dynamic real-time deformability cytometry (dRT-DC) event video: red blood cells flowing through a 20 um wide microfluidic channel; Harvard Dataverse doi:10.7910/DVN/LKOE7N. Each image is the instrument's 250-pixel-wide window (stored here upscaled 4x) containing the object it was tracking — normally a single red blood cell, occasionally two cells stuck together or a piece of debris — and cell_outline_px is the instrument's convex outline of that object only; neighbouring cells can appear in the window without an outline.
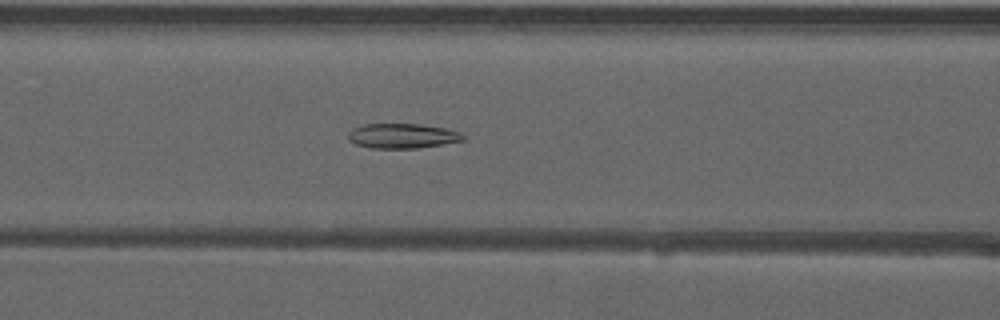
{"species": "common noctule bat (a hibernating species)", "species_latin": "Nyctalus noctula", "temperature_condition": "warm", "stored_images_in_passage": 32, "camera_frame_rate_fps": 3000, "um_per_image_px": 0.085, "animal": {"sex": "male", "forearm_length_mm": 52.5}, "frame": {"image": 1, "passage_image": 22, "time_ms": 7.0, "image_size_px": [1000, 320], "cell_outline_px": [[464, 140], [420, 148], [368, 148], [356, 144], [348, 140], [348, 132], [352, 128], [364, 124], [420, 124], [448, 128], [460, 132], [464, 136]], "centroid_in_image_um": [34.18, 11.55], "position_along_channel_um": 132.4, "area_um2": 16.76}}
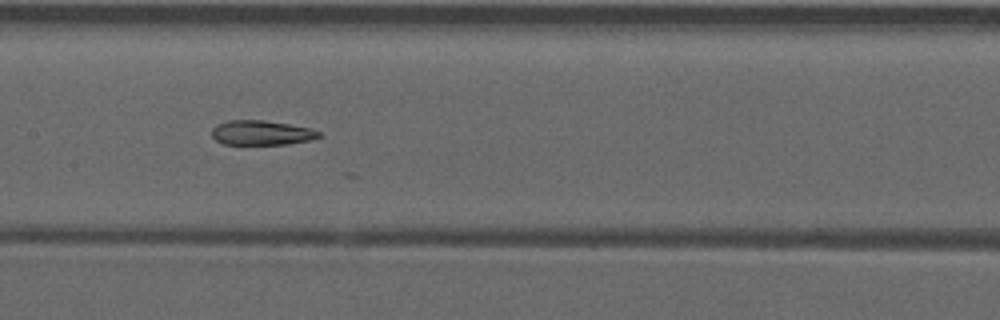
{"frame": {"image": 2, "passage_image": 26, "time_ms": 8.333, "image_size_px": [1000, 320], "cell_outline_px": [[320, 136], [308, 140], [288, 144], [224, 144], [216, 140], [212, 136], [212, 128], [216, 124], [228, 120], [264, 120], [288, 124], [308, 128], [320, 132]], "centroid_in_image_um": [22.17, 11.28], "position_along_channel_um": 185.2, "area_um2": 15.2}}
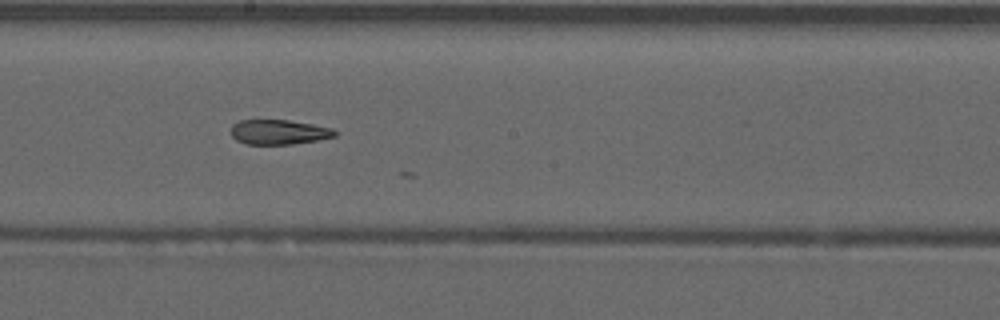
{"frame": {"image": 3, "passage_image": 29, "time_ms": 9.333, "image_size_px": [1000, 320], "cell_outline_px": [[336, 136], [316, 140], [292, 144], [248, 144], [236, 140], [232, 136], [232, 124], [240, 120], [288, 120], [312, 124], [332, 128], [336, 132]], "centroid_in_image_um": [23.69, 11.22], "position_along_channel_um": 224.5, "area_um2": 14.85}}